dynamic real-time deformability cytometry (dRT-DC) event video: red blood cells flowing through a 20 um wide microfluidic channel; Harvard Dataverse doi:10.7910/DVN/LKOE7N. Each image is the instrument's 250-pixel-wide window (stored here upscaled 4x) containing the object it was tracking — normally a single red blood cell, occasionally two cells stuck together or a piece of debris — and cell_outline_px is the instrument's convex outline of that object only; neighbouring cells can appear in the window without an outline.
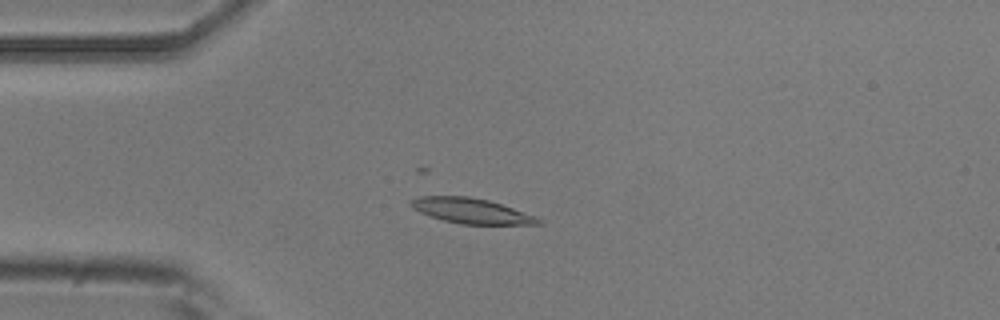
{"species": "common noctule bat (a hibernating species)", "species_latin": "Nyctalus noctula", "temperature_condition": "room temperature", "stored_images_in_passage": 4, "camera_frame_rate_fps": 3000, "um_per_image_px": 0.085, "animal": {"sex": "male", "body_mass_g": 20.5, "forearm_length_mm": 52.5}, "frame": {"image": 1, "passage_image": 3, "time_ms": 2.333, "image_size_px": [1000, 320], "cell_outline_px": [[544, 224], [460, 224], [444, 220], [420, 212], [412, 208], [408, 204], [412, 200], [420, 196], [468, 196], [488, 200], [536, 216]], "centroid_in_image_um": [40.04, 17.92], "position_along_channel_um": 45.0, "area_um2": 18.44}}